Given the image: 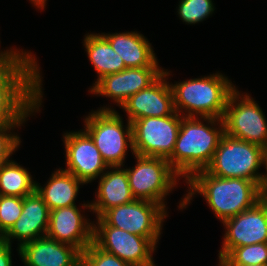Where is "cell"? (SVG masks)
Segmentation results:
<instances>
[{
  "label": "cell",
  "mask_w": 267,
  "mask_h": 266,
  "mask_svg": "<svg viewBox=\"0 0 267 266\" xmlns=\"http://www.w3.org/2000/svg\"><path fill=\"white\" fill-rule=\"evenodd\" d=\"M49 179L44 188L36 183L35 191L50 211L61 207L74 206L79 185L84 183L72 173L63 169L54 171Z\"/></svg>",
  "instance_id": "44dd1931"
},
{
  "label": "cell",
  "mask_w": 267,
  "mask_h": 266,
  "mask_svg": "<svg viewBox=\"0 0 267 266\" xmlns=\"http://www.w3.org/2000/svg\"><path fill=\"white\" fill-rule=\"evenodd\" d=\"M31 58L0 59V95H43L40 68Z\"/></svg>",
  "instance_id": "2e32d148"
},
{
  "label": "cell",
  "mask_w": 267,
  "mask_h": 266,
  "mask_svg": "<svg viewBox=\"0 0 267 266\" xmlns=\"http://www.w3.org/2000/svg\"><path fill=\"white\" fill-rule=\"evenodd\" d=\"M102 35L123 59L126 68L152 67L157 62L150 42L138 32L102 33Z\"/></svg>",
  "instance_id": "ffe728a7"
},
{
  "label": "cell",
  "mask_w": 267,
  "mask_h": 266,
  "mask_svg": "<svg viewBox=\"0 0 267 266\" xmlns=\"http://www.w3.org/2000/svg\"><path fill=\"white\" fill-rule=\"evenodd\" d=\"M81 266H134L125 263L117 256L100 249L92 242L81 253Z\"/></svg>",
  "instance_id": "83f0119b"
},
{
  "label": "cell",
  "mask_w": 267,
  "mask_h": 266,
  "mask_svg": "<svg viewBox=\"0 0 267 266\" xmlns=\"http://www.w3.org/2000/svg\"><path fill=\"white\" fill-rule=\"evenodd\" d=\"M212 0H180L178 14L186 24L202 22L214 12Z\"/></svg>",
  "instance_id": "484cf974"
},
{
  "label": "cell",
  "mask_w": 267,
  "mask_h": 266,
  "mask_svg": "<svg viewBox=\"0 0 267 266\" xmlns=\"http://www.w3.org/2000/svg\"><path fill=\"white\" fill-rule=\"evenodd\" d=\"M32 1V3L34 4V6H36L37 8L44 9L45 8V4L47 0H30Z\"/></svg>",
  "instance_id": "d6a6232c"
},
{
  "label": "cell",
  "mask_w": 267,
  "mask_h": 266,
  "mask_svg": "<svg viewBox=\"0 0 267 266\" xmlns=\"http://www.w3.org/2000/svg\"><path fill=\"white\" fill-rule=\"evenodd\" d=\"M134 155L137 164L125 169L134 198L155 202L166 209L164 198L174 189L180 176L165 158Z\"/></svg>",
  "instance_id": "8992f818"
},
{
  "label": "cell",
  "mask_w": 267,
  "mask_h": 266,
  "mask_svg": "<svg viewBox=\"0 0 267 266\" xmlns=\"http://www.w3.org/2000/svg\"><path fill=\"white\" fill-rule=\"evenodd\" d=\"M25 266H81V252L47 236L18 247Z\"/></svg>",
  "instance_id": "e0dca14e"
},
{
  "label": "cell",
  "mask_w": 267,
  "mask_h": 266,
  "mask_svg": "<svg viewBox=\"0 0 267 266\" xmlns=\"http://www.w3.org/2000/svg\"><path fill=\"white\" fill-rule=\"evenodd\" d=\"M11 245L0 241V266H12Z\"/></svg>",
  "instance_id": "f546056e"
},
{
  "label": "cell",
  "mask_w": 267,
  "mask_h": 266,
  "mask_svg": "<svg viewBox=\"0 0 267 266\" xmlns=\"http://www.w3.org/2000/svg\"><path fill=\"white\" fill-rule=\"evenodd\" d=\"M159 67L156 62L152 67L126 68L108 74L95 81L90 92L112 98L121 107L132 95L148 88L163 74V68Z\"/></svg>",
  "instance_id": "4fadbf2b"
},
{
  "label": "cell",
  "mask_w": 267,
  "mask_h": 266,
  "mask_svg": "<svg viewBox=\"0 0 267 266\" xmlns=\"http://www.w3.org/2000/svg\"><path fill=\"white\" fill-rule=\"evenodd\" d=\"M63 136L67 166L63 170L72 173L84 184L96 180L107 169L111 170L85 130L67 132Z\"/></svg>",
  "instance_id": "7c38bea8"
},
{
  "label": "cell",
  "mask_w": 267,
  "mask_h": 266,
  "mask_svg": "<svg viewBox=\"0 0 267 266\" xmlns=\"http://www.w3.org/2000/svg\"><path fill=\"white\" fill-rule=\"evenodd\" d=\"M30 172L13 160L0 165V195L25 197L35 192Z\"/></svg>",
  "instance_id": "cb8c5ba5"
},
{
  "label": "cell",
  "mask_w": 267,
  "mask_h": 266,
  "mask_svg": "<svg viewBox=\"0 0 267 266\" xmlns=\"http://www.w3.org/2000/svg\"><path fill=\"white\" fill-rule=\"evenodd\" d=\"M166 214L160 204L135 199L106 210L100 218L109 226L146 237L156 246Z\"/></svg>",
  "instance_id": "52a82bcc"
},
{
  "label": "cell",
  "mask_w": 267,
  "mask_h": 266,
  "mask_svg": "<svg viewBox=\"0 0 267 266\" xmlns=\"http://www.w3.org/2000/svg\"><path fill=\"white\" fill-rule=\"evenodd\" d=\"M242 96L237 89L229 96L223 117L224 131L231 137L264 148L267 145V120L265 115L249 94L246 93Z\"/></svg>",
  "instance_id": "9c48e42d"
},
{
  "label": "cell",
  "mask_w": 267,
  "mask_h": 266,
  "mask_svg": "<svg viewBox=\"0 0 267 266\" xmlns=\"http://www.w3.org/2000/svg\"><path fill=\"white\" fill-rule=\"evenodd\" d=\"M252 264H267V242L236 247L218 265L248 266Z\"/></svg>",
  "instance_id": "d4e9b609"
},
{
  "label": "cell",
  "mask_w": 267,
  "mask_h": 266,
  "mask_svg": "<svg viewBox=\"0 0 267 266\" xmlns=\"http://www.w3.org/2000/svg\"><path fill=\"white\" fill-rule=\"evenodd\" d=\"M43 95H0V127L21 126L26 118L38 112Z\"/></svg>",
  "instance_id": "603a6c76"
},
{
  "label": "cell",
  "mask_w": 267,
  "mask_h": 266,
  "mask_svg": "<svg viewBox=\"0 0 267 266\" xmlns=\"http://www.w3.org/2000/svg\"><path fill=\"white\" fill-rule=\"evenodd\" d=\"M182 117L175 111L170 116L134 120V154L168 159L174 150Z\"/></svg>",
  "instance_id": "ba28073f"
},
{
  "label": "cell",
  "mask_w": 267,
  "mask_h": 266,
  "mask_svg": "<svg viewBox=\"0 0 267 266\" xmlns=\"http://www.w3.org/2000/svg\"><path fill=\"white\" fill-rule=\"evenodd\" d=\"M15 49L13 48V50L11 49L9 50H5L4 52L1 51L0 53V59H4V58H31L33 55H31V52H23V50L20 52L17 49L14 51Z\"/></svg>",
  "instance_id": "4dcf8cb0"
},
{
  "label": "cell",
  "mask_w": 267,
  "mask_h": 266,
  "mask_svg": "<svg viewBox=\"0 0 267 266\" xmlns=\"http://www.w3.org/2000/svg\"><path fill=\"white\" fill-rule=\"evenodd\" d=\"M80 212L76 205L50 211L46 236L74 246L82 253L93 242L94 224Z\"/></svg>",
  "instance_id": "9a60e30c"
},
{
  "label": "cell",
  "mask_w": 267,
  "mask_h": 266,
  "mask_svg": "<svg viewBox=\"0 0 267 266\" xmlns=\"http://www.w3.org/2000/svg\"><path fill=\"white\" fill-rule=\"evenodd\" d=\"M111 171H105L100 176L97 200L93 203L82 204L84 209H91L100 217L106 210L127 204L135 200L127 178L126 170L121 167H110Z\"/></svg>",
  "instance_id": "d6986e66"
},
{
  "label": "cell",
  "mask_w": 267,
  "mask_h": 266,
  "mask_svg": "<svg viewBox=\"0 0 267 266\" xmlns=\"http://www.w3.org/2000/svg\"><path fill=\"white\" fill-rule=\"evenodd\" d=\"M248 266H267V264H252V265H248Z\"/></svg>",
  "instance_id": "836d02e7"
},
{
  "label": "cell",
  "mask_w": 267,
  "mask_h": 266,
  "mask_svg": "<svg viewBox=\"0 0 267 266\" xmlns=\"http://www.w3.org/2000/svg\"><path fill=\"white\" fill-rule=\"evenodd\" d=\"M23 197L0 195V236L3 237L19 219Z\"/></svg>",
  "instance_id": "4316f807"
},
{
  "label": "cell",
  "mask_w": 267,
  "mask_h": 266,
  "mask_svg": "<svg viewBox=\"0 0 267 266\" xmlns=\"http://www.w3.org/2000/svg\"><path fill=\"white\" fill-rule=\"evenodd\" d=\"M186 183L189 192L178 207L186 208L192 196L199 193L222 222L251 208L263 198L260 185L256 182L242 178H221L206 170L194 173Z\"/></svg>",
  "instance_id": "6da1fadb"
},
{
  "label": "cell",
  "mask_w": 267,
  "mask_h": 266,
  "mask_svg": "<svg viewBox=\"0 0 267 266\" xmlns=\"http://www.w3.org/2000/svg\"><path fill=\"white\" fill-rule=\"evenodd\" d=\"M50 209L35 191L23 197V209L19 219L2 237V241L10 245L11 239H18V245L44 237L49 226Z\"/></svg>",
  "instance_id": "ac0fdd59"
},
{
  "label": "cell",
  "mask_w": 267,
  "mask_h": 266,
  "mask_svg": "<svg viewBox=\"0 0 267 266\" xmlns=\"http://www.w3.org/2000/svg\"><path fill=\"white\" fill-rule=\"evenodd\" d=\"M202 119L208 124H204ZM202 119L201 117L181 118L174 150L167 159L173 170L186 181L194 173L205 170L209 166L219 141L225 133L223 119L214 117ZM215 125L219 126V129L214 127Z\"/></svg>",
  "instance_id": "7a4b0ae2"
},
{
  "label": "cell",
  "mask_w": 267,
  "mask_h": 266,
  "mask_svg": "<svg viewBox=\"0 0 267 266\" xmlns=\"http://www.w3.org/2000/svg\"><path fill=\"white\" fill-rule=\"evenodd\" d=\"M222 223L226 231L219 263L236 247L267 242V197Z\"/></svg>",
  "instance_id": "8fae6325"
},
{
  "label": "cell",
  "mask_w": 267,
  "mask_h": 266,
  "mask_svg": "<svg viewBox=\"0 0 267 266\" xmlns=\"http://www.w3.org/2000/svg\"><path fill=\"white\" fill-rule=\"evenodd\" d=\"M13 127L15 128L18 126L0 127V165L10 161V156L16 151L21 143L20 137L15 133L12 134L10 132L12 129L14 130Z\"/></svg>",
  "instance_id": "f1b7e54d"
},
{
  "label": "cell",
  "mask_w": 267,
  "mask_h": 266,
  "mask_svg": "<svg viewBox=\"0 0 267 266\" xmlns=\"http://www.w3.org/2000/svg\"><path fill=\"white\" fill-rule=\"evenodd\" d=\"M170 73L163 71V74L148 88L132 95L121 108L125 110L129 122L144 117H164L175 112L173 92L167 76Z\"/></svg>",
  "instance_id": "5bb4252c"
},
{
  "label": "cell",
  "mask_w": 267,
  "mask_h": 266,
  "mask_svg": "<svg viewBox=\"0 0 267 266\" xmlns=\"http://www.w3.org/2000/svg\"><path fill=\"white\" fill-rule=\"evenodd\" d=\"M84 46L89 61L98 74L97 81L108 74L121 72L126 69L124 61L113 50L108 40L102 34H87Z\"/></svg>",
  "instance_id": "7402d4cb"
},
{
  "label": "cell",
  "mask_w": 267,
  "mask_h": 266,
  "mask_svg": "<svg viewBox=\"0 0 267 266\" xmlns=\"http://www.w3.org/2000/svg\"><path fill=\"white\" fill-rule=\"evenodd\" d=\"M170 86L175 111L181 116L218 119H223L229 96L236 89V86L220 73ZM183 109L187 113L183 112Z\"/></svg>",
  "instance_id": "3957f363"
},
{
  "label": "cell",
  "mask_w": 267,
  "mask_h": 266,
  "mask_svg": "<svg viewBox=\"0 0 267 266\" xmlns=\"http://www.w3.org/2000/svg\"><path fill=\"white\" fill-rule=\"evenodd\" d=\"M263 164L265 165L264 167L266 168L267 172V145L263 148ZM260 189L263 194V197H267V174L262 173V179L260 182Z\"/></svg>",
  "instance_id": "1f68e13d"
},
{
  "label": "cell",
  "mask_w": 267,
  "mask_h": 266,
  "mask_svg": "<svg viewBox=\"0 0 267 266\" xmlns=\"http://www.w3.org/2000/svg\"><path fill=\"white\" fill-rule=\"evenodd\" d=\"M263 147L223 134L213 159L205 169L221 178H242L260 185Z\"/></svg>",
  "instance_id": "5b68a950"
},
{
  "label": "cell",
  "mask_w": 267,
  "mask_h": 266,
  "mask_svg": "<svg viewBox=\"0 0 267 266\" xmlns=\"http://www.w3.org/2000/svg\"><path fill=\"white\" fill-rule=\"evenodd\" d=\"M96 224L93 242L100 249L134 266H155L152 253L157 246L148 238L109 226L100 217Z\"/></svg>",
  "instance_id": "30bf717a"
},
{
  "label": "cell",
  "mask_w": 267,
  "mask_h": 266,
  "mask_svg": "<svg viewBox=\"0 0 267 266\" xmlns=\"http://www.w3.org/2000/svg\"><path fill=\"white\" fill-rule=\"evenodd\" d=\"M101 108L85 118L84 130L108 167H123L128 146L134 155L132 123L128 121L125 127L117 111L106 106Z\"/></svg>",
  "instance_id": "277c9868"
}]
</instances>
